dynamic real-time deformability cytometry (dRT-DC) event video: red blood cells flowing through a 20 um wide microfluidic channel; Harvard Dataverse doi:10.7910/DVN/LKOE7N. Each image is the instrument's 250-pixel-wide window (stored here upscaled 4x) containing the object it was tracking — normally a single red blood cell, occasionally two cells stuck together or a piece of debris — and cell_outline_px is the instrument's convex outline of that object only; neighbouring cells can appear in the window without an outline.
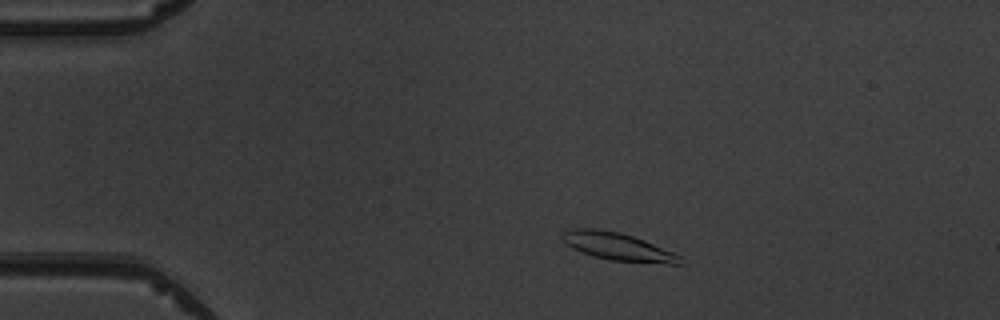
{"species": "common noctule bat (a hibernating species)", "species_latin": "Nyctalus noctula", "temperature_condition": "warm", "stored_images_in_passage": 8, "camera_frame_rate_fps": 3000, "um_per_image_px": 0.085, "animal": {"sex": "male", "body_mass_g": 19.5, "forearm_length_mm": 54.6}, "frame": {"image": 1, "passage_image": 2, "time_ms": 1.333, "image_size_px": [1000, 320], "cell_outline_px": [[680, 264], [668, 264], [608, 260], [592, 256], [572, 248], [560, 236], [564, 232], [572, 228], [596, 228], [620, 232], [644, 240], [672, 252], [680, 256]], "centroid_in_image_um": [52.48, 20.96], "position_along_channel_um": 32.5, "area_um2": 18.84}}
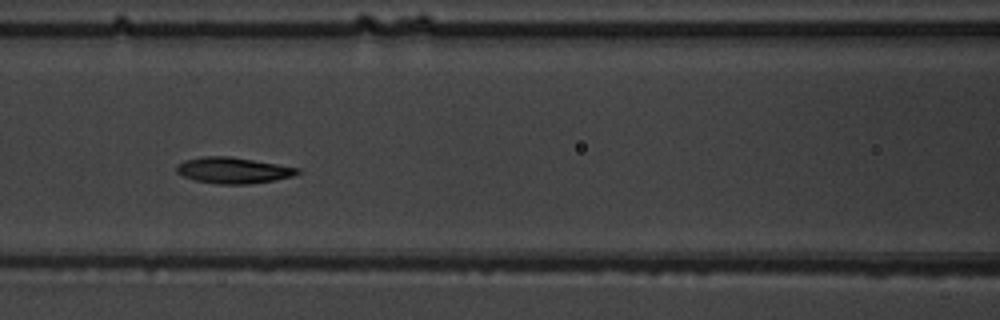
{"frame": {"image": 2, "passage_image": 6, "time_ms": 5.667, "image_size_px": [1000, 320], "cell_outline_px": [[300, 172], [292, 176], [272, 180], [248, 184], [216, 184], [196, 180], [184, 176], [176, 172], [176, 164], [184, 160], [200, 156], [232, 156], [300, 168]], "centroid_in_image_um": [19.78, 14.46], "position_along_channel_um": 146.8, "area_um2": 18.38}}
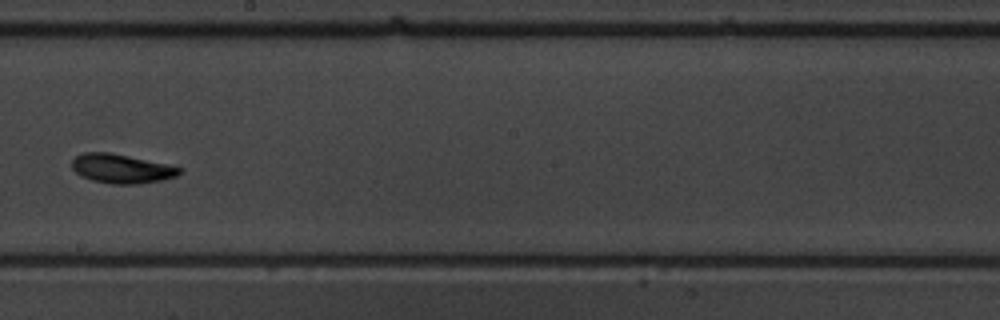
{"frame": {"image": 3, "passage_image": 8, "time_ms": 8.0, "image_size_px": [1000, 320], "cell_outline_px": [[184, 168], [176, 176], [160, 180], [140, 184], [112, 184], [92, 180], [80, 176], [72, 168], [72, 160], [76, 156], [84, 152], [108, 152], [128, 156]], "centroid_in_image_um": [10.3, 14.34], "position_along_channel_um": 237.9, "area_um2": 18.09}}